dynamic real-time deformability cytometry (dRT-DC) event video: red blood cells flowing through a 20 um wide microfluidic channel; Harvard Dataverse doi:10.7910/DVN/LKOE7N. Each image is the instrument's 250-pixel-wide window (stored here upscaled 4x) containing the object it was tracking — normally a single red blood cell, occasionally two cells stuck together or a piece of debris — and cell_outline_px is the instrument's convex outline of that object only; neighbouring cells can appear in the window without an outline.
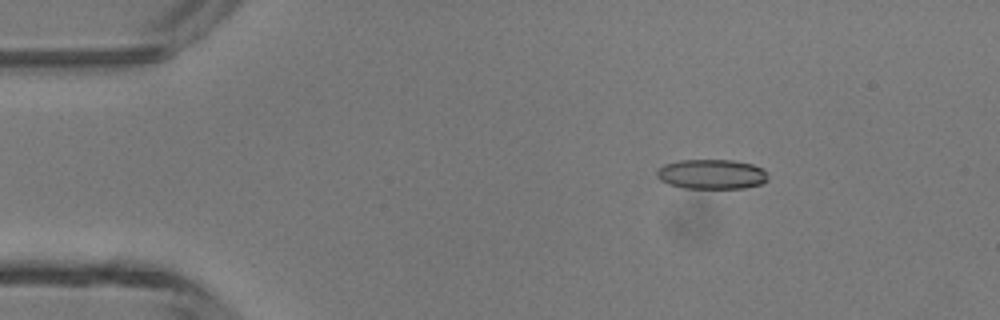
{"species": "common noctule bat (a hibernating species)", "species_latin": "Nyctalus noctula", "temperature_condition": "room temperature", "stored_images_in_passage": 48, "camera_frame_rate_fps": 3000, "um_per_image_px": 0.085, "animal": {"sex": "male", "body_mass_g": 13.3}, "frame": {"image": 1, "passage_image": 8, "time_ms": 2.333, "image_size_px": [1000, 320], "cell_outline_px": [[768, 180], [760, 184], [744, 188], [684, 188], [668, 184], [660, 180], [656, 176], [656, 172], [664, 164], [680, 160], [732, 160], [752, 164], [764, 168], [768, 176]], "centroid_in_image_um": [60.5, 14.81], "position_along_channel_um": 24.5, "area_um2": 19.36}}
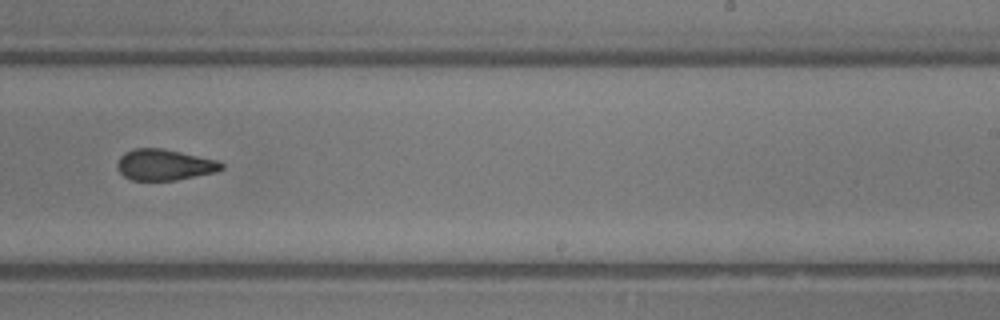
{"frame": {"image": 2, "passage_image": 30, "time_ms": 9.667, "image_size_px": [1000, 320], "cell_outline_px": [[224, 168], [216, 172], [176, 180], [132, 180], [124, 176], [120, 172], [116, 164], [120, 156], [124, 152], [132, 148], [164, 148], [220, 160], [224, 164]], "centroid_in_image_um": [14.0, 13.99], "position_along_channel_um": 275.0, "area_um2": 19.13}}
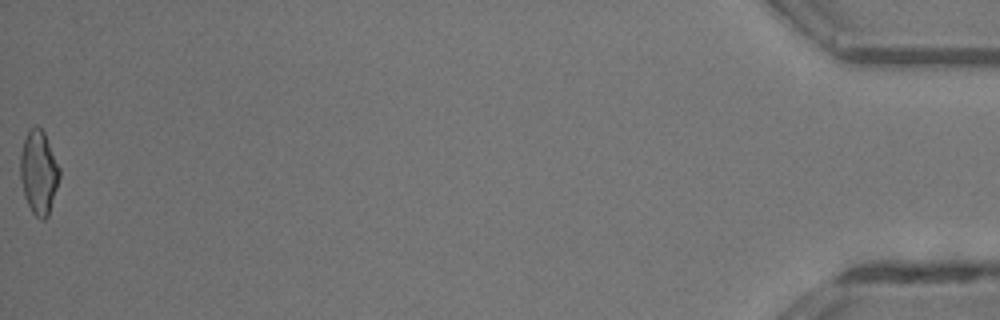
{"frame": {"image": 3, "passage_image": 48, "time_ms": 15.667, "image_size_px": [1000, 320], "cell_outline_px": [[60, 176], [48, 216], [44, 220], [40, 220], [32, 212], [24, 196], [20, 176], [20, 152], [24, 140], [28, 132], [36, 124], [44, 132], [60, 168]], "centroid_in_image_um": [3.29, 14.66], "position_along_channel_um": 431.9, "area_um2": 19.02}, "authors_computed_cell_mechanics": {"area_um2": 19.2474, "velocity_mm_per_s": 4.3834, "shape_relaxation_time_tau1_ms": 7.4558, "shape_relaxation_time_tau2_ms": 1.4942, "deformation_change_tau1": 0.2115, "deformation_change_tau2": 0.0935}}